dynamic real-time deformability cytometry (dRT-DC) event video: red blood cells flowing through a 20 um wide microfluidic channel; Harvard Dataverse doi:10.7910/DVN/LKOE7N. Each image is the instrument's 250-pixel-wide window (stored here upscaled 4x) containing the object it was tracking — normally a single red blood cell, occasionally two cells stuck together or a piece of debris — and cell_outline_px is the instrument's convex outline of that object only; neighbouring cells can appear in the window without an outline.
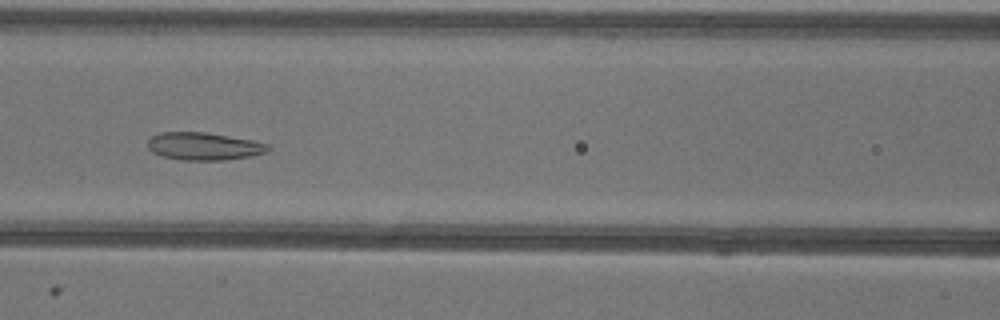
{"species": "common noctule bat (a hibernating species)", "species_latin": "Nyctalus noctula", "temperature_condition": "warm", "stored_images_in_passage": 50, "camera_frame_rate_fps": 3000, "um_per_image_px": 0.085, "animal": {"sex": "female"}, "frame": {"image": 1, "passage_image": 23, "time_ms": 7.333, "image_size_px": [1000, 320], "cell_outline_px": [[272, 148], [264, 152], [252, 156], [224, 160], [184, 160], [160, 156], [152, 152], [148, 148], [148, 140], [152, 136], [160, 132], [208, 132], [252, 140], [268, 144]], "centroid_in_image_um": [17.32, 12.43], "position_along_channel_um": 149.3, "area_um2": 19.48}}
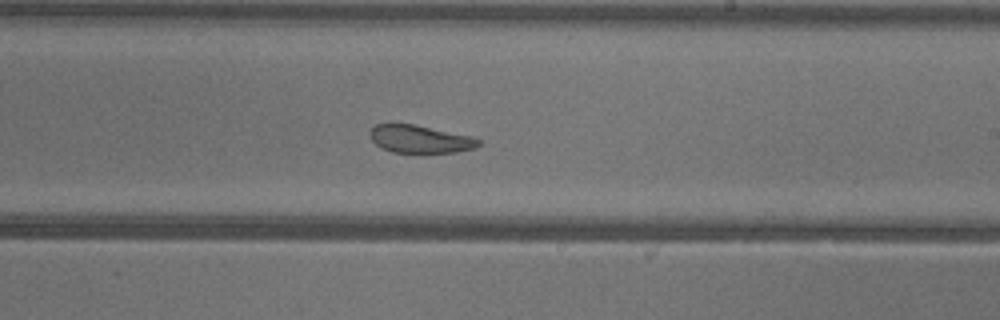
{"frame": {"image": 2, "passage_image": 31, "time_ms": 10.0, "image_size_px": [1000, 320], "cell_outline_px": [[480, 144], [476, 148], [456, 152], [420, 156], [392, 152], [376, 144], [372, 140], [368, 132], [376, 124], [388, 120], [416, 124], [472, 136], [480, 140]], "centroid_in_image_um": [35.67, 11.83], "position_along_channel_um": 253.3, "area_um2": 19.02}}
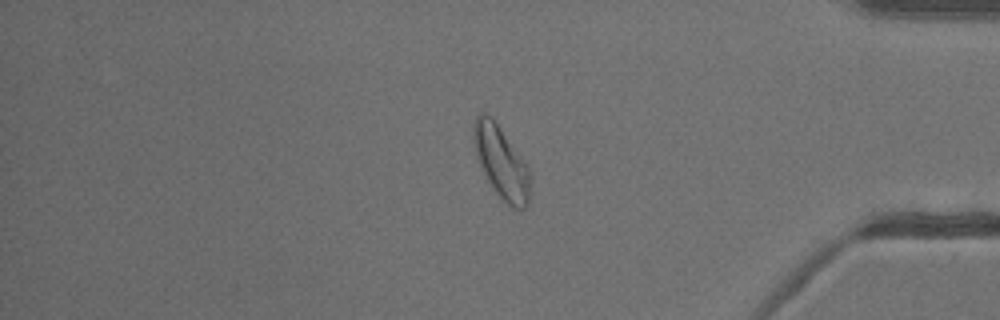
{"frame": {"image": 3, "passage_image": 44, "time_ms": 14.333, "image_size_px": [1000, 320], "cell_outline_px": [[528, 204], [524, 208], [512, 208], [496, 192], [480, 168], [472, 144], [472, 128], [476, 116], [480, 112], [484, 112], [492, 116], [520, 156], [528, 168]], "centroid_in_image_um": [42.52, 13.72], "position_along_channel_um": 392.7, "area_um2": 23.41}}